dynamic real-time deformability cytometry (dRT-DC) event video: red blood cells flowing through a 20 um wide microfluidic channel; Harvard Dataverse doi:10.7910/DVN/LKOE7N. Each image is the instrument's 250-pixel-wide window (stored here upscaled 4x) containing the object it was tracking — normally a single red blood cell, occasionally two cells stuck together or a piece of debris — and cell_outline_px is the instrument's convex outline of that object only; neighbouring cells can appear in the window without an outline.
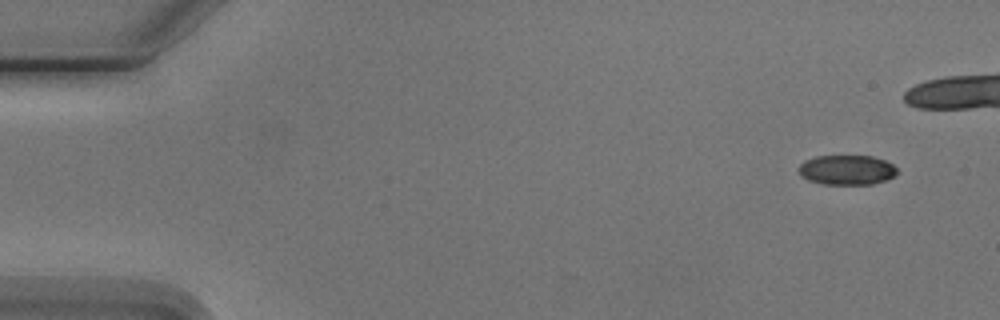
{"species": "Egyptian fruit bat (a non-hibernating species)", "species_latin": "Rousettus aegyptiacus", "temperature_condition": "cold", "stored_images_in_passage": 6, "segment_of_instrument_passage": [2, 2], "camera_frame_rate_fps": 3000, "um_per_image_px": 0.085, "animal": {"sex": "male"}, "frame": {"image": 1, "passage_image": 6, "time_ms": 6.667, "image_size_px": [1000, 320], "cell_outline_px": [[896, 172], [892, 176], [884, 180], [872, 184], [824, 184], [808, 180], [800, 176], [796, 168], [804, 160], [816, 156], [872, 156], [884, 160], [892, 164], [896, 168]], "centroid_in_image_um": [71.9, 14.44], "position_along_channel_um": 13.1, "area_um2": 17.05}}